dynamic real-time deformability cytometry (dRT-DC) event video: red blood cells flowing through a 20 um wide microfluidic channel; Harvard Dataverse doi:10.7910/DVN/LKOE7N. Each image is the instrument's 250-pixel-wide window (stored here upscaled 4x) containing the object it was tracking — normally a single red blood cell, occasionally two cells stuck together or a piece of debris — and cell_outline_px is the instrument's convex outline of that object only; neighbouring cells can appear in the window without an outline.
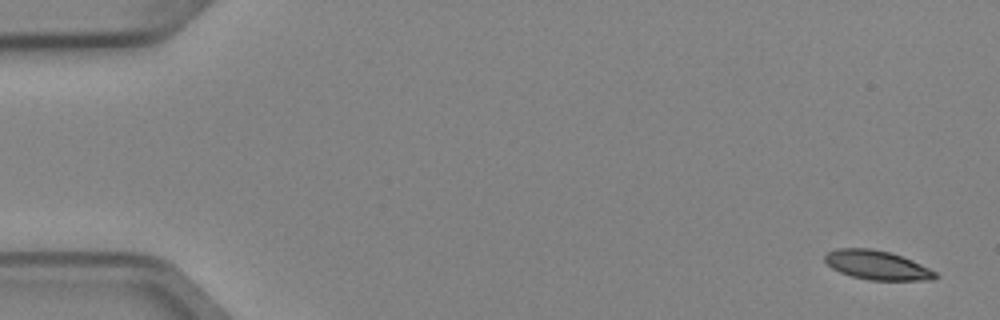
{"species": "Egyptian fruit bat (a non-hibernating species)", "species_latin": "Rousettus aegyptiacus", "temperature_condition": "cold", "stored_images_in_passage": 4, "camera_frame_rate_fps": 3000, "um_per_image_px": 0.085, "animal": {"sex": "female"}, "frame": {"image": 1, "passage_image": 1, "time_ms": 0.0, "image_size_px": [1000, 320], "cell_outline_px": [[940, 276], [932, 280], [868, 280], [852, 276], [840, 272], [832, 268], [824, 260], [824, 256], [828, 252], [836, 248], [872, 248], [888, 252], [912, 260], [936, 272]], "centroid_in_image_um": [74.54, 22.54], "position_along_channel_um": 10.5, "area_um2": 18.67}}
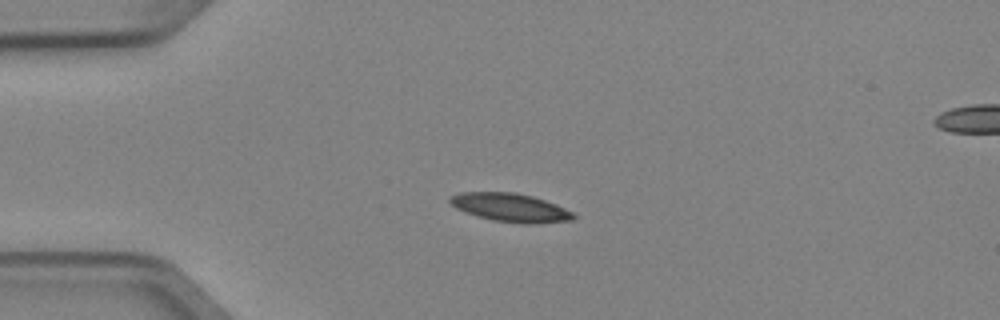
{"frame": {"image": 2, "passage_image": 4, "time_ms": 1.0, "image_size_px": [1000, 320], "cell_outline_px": [[576, 216], [572, 220], [528, 224], [496, 220], [480, 216], [456, 208], [448, 200], [448, 196], [460, 192], [516, 192], [532, 196], [556, 204], [572, 212]], "centroid_in_image_um": [43.38, 17.62], "position_along_channel_um": 41.6, "area_um2": 20.11}}